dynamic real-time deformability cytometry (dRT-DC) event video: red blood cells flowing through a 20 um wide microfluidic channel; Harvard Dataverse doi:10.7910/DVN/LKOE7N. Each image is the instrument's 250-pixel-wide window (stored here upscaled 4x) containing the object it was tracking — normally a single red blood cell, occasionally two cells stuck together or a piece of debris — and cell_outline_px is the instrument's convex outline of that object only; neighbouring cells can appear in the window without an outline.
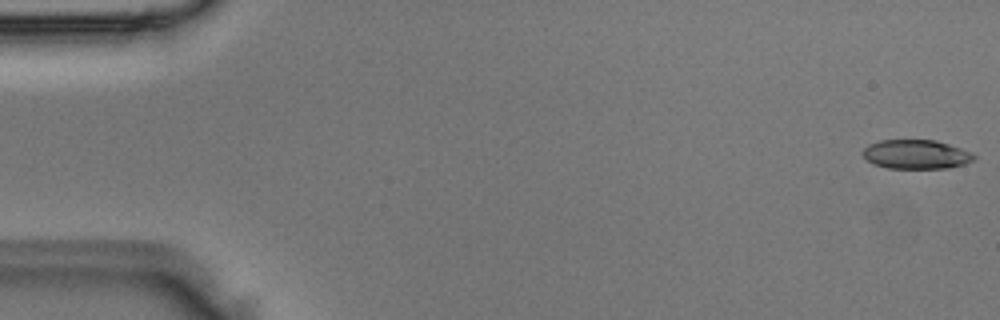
{"species": "Egyptian fruit bat (a non-hibernating species)", "species_latin": "Rousettus aegyptiacus", "temperature_condition": "room temperature", "stored_images_in_passage": 5, "camera_frame_rate_fps": 3000, "um_per_image_px": 0.085, "animal": {"sex": "male"}, "frame": {"image": 1, "passage_image": 1, "time_ms": 0.0, "image_size_px": [1000, 320], "cell_outline_px": [[976, 156], [972, 160], [964, 164], [948, 168], [888, 168], [872, 164], [860, 152], [868, 144], [880, 140], [936, 140], [960, 148]], "centroid_in_image_um": [77.81, 13.12], "position_along_channel_um": 7.2, "area_um2": 18.79}}